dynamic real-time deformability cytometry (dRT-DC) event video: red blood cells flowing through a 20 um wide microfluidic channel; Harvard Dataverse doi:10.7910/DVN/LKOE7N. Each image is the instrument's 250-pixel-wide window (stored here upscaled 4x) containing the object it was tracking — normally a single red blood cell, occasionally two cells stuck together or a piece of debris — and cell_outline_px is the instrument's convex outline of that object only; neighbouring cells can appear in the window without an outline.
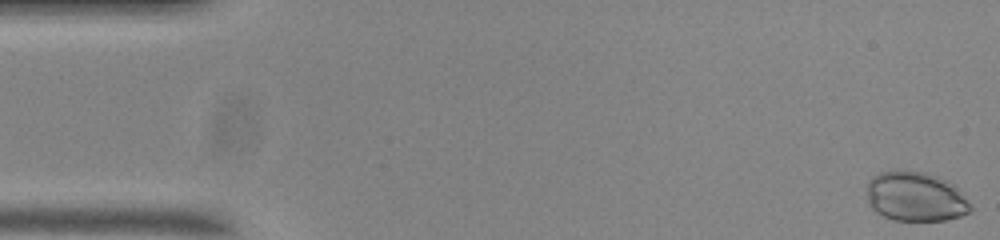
{"species": "common noctule bat (a hibernating species)", "species_latin": "Nyctalus noctula", "temperature_condition": "room temperature", "stored_images_in_passage": 55, "camera_frame_rate_fps": 3000, "um_per_image_px": 0.085, "animal": {"sex": "male", "body_mass_g": 20.0, "forearm_length_mm": 53.3}, "frame": {"image": 1, "passage_image": 1, "time_ms": 0.0, "image_size_px": [1000, 240], "cell_outline_px": [[972, 212], [960, 216], [944, 220], [892, 220], [876, 212], [868, 204], [868, 184], [872, 176], [880, 172], [892, 168], [896, 168], [924, 172], [936, 176], [952, 184], [956, 188], [972, 208]], "centroid_in_image_um": [77.77, 16.69], "position_along_channel_um": 7.2, "area_um2": 30.0}}
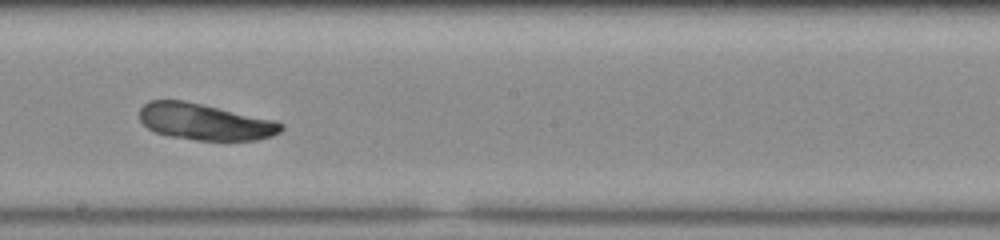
{"frame": {"image": 2, "passage_image": 30, "time_ms": 9.667, "image_size_px": [1000, 240], "cell_outline_px": [[284, 128], [280, 132], [272, 136], [256, 140], [196, 140], [168, 136], [156, 132], [148, 128], [140, 120], [140, 108], [148, 100], [184, 100], [272, 120], [284, 124]], "centroid_in_image_um": [17.39, 10.36], "position_along_channel_um": 230.8, "area_um2": 29.82}}
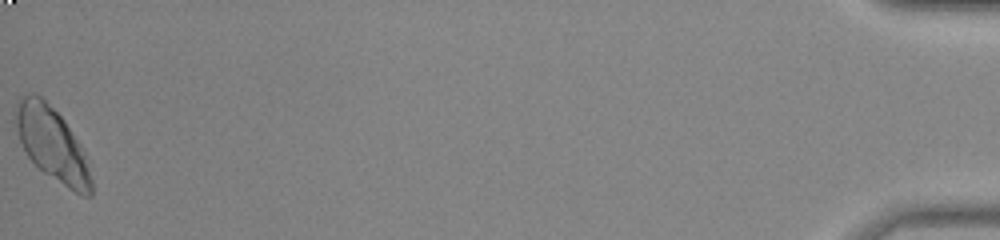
{"frame": {"image": 3, "passage_image": 55, "time_ms": 18.0, "image_size_px": [1000, 240], "cell_outline_px": [[92, 196], [80, 196], [44, 172], [28, 156], [20, 140], [16, 124], [16, 104], [28, 92], [32, 92], [40, 96], [64, 120], [80, 144], [84, 152], [92, 180]], "centroid_in_image_um": [4.46, 12.27], "position_along_channel_um": 430.7, "area_um2": 31.73}}